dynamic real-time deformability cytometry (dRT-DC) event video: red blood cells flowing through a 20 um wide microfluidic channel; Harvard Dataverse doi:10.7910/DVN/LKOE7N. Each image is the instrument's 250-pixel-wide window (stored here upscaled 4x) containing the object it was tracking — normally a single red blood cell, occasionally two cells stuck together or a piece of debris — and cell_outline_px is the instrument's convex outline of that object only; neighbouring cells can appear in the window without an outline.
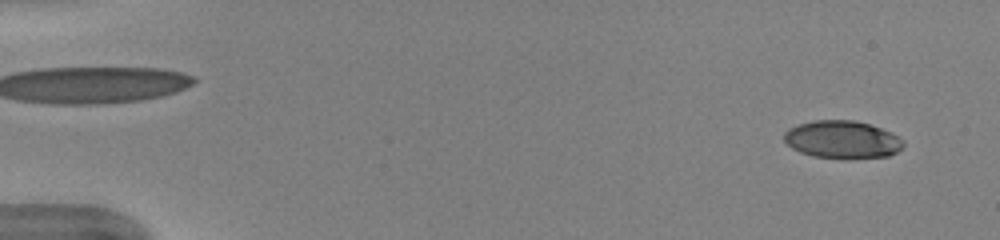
{"species": "human", "species_latin": "Homo sapiens", "temperature_condition": "warm", "stored_images_in_passage": 51, "camera_frame_rate_fps": 3000, "um_per_image_px": 0.085, "donor": {"sex": "female"}, "frame": {"image": 1, "passage_image": 3, "time_ms": 0.667, "image_size_px": [1000, 240], "cell_outline_px": [[904, 144], [896, 152], [888, 156], [812, 156], [800, 152], [792, 148], [784, 140], [784, 132], [788, 128], [812, 120], [856, 120], [892, 132], [904, 140]], "centroid_in_image_um": [71.57, 11.81], "position_along_channel_um": 13.4, "area_um2": 25.49}}
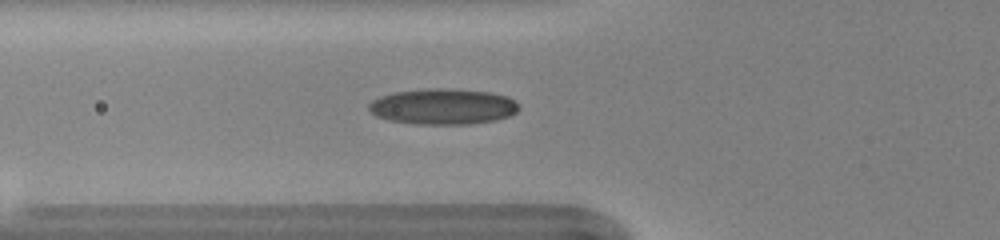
{"frame": {"image": 2, "passage_image": 19, "time_ms": 6.0, "image_size_px": [1000, 240], "cell_outline_px": [[520, 108], [516, 112], [508, 116], [496, 120], [472, 124], [416, 124], [388, 120], [376, 116], [368, 108], [368, 104], [372, 100], [380, 96], [392, 92], [428, 88], [444, 88], [488, 92], [508, 96]], "centroid_in_image_um": [37.62, 9.05], "position_along_channel_um": 88.2, "area_um2": 31.33}}
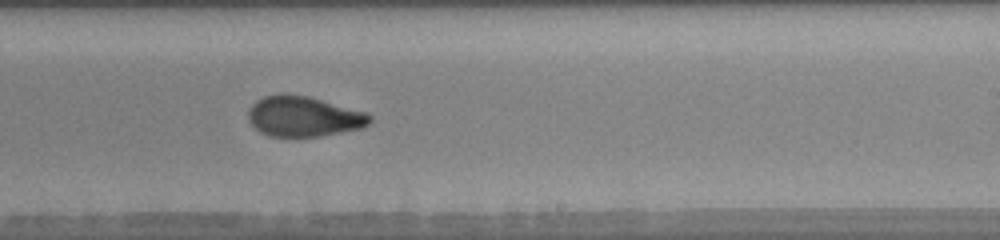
{"frame": {"image": 3, "passage_image": 32, "time_ms": 10.333, "image_size_px": [1000, 240], "cell_outline_px": [[372, 120], [364, 128], [320, 136], [268, 136], [260, 132], [248, 120], [248, 112], [252, 104], [256, 100], [264, 96], [280, 92], [308, 96], [364, 112], [372, 116]], "centroid_in_image_um": [25.78, 9.89], "position_along_channel_um": 263.2, "area_um2": 28.61}, "authors_computed_cell_mechanics": {"area_um2": 28.0908, "velocity_mm_per_s": 4.0241, "shape_relaxation_time_tau1_ms": 6.7704, "shape_relaxation_time_tau2_ms": 1.3802, "deformation_change_tau1": 0.2156, "deformation_change_tau2": 0.0703}}